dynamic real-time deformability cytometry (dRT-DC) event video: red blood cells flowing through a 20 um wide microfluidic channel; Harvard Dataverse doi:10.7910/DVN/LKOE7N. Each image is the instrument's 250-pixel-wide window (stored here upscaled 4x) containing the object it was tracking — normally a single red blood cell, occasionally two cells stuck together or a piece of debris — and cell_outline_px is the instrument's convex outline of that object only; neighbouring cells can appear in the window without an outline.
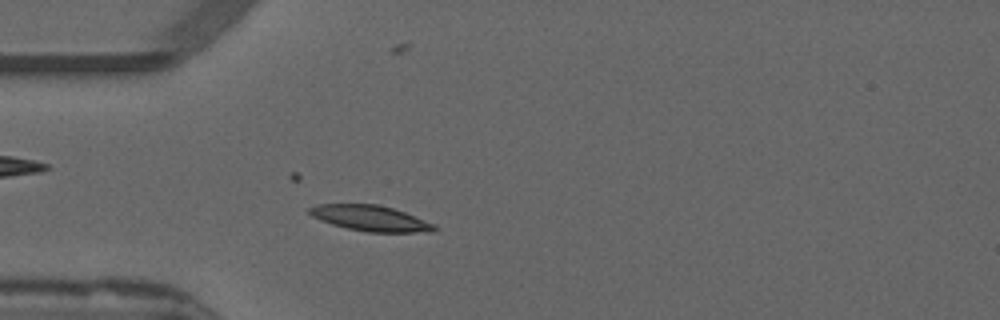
{"species": "common noctule bat (a hibernating species)", "species_latin": "Nyctalus noctula", "temperature_condition": "warm", "stored_images_in_passage": 49, "camera_frame_rate_fps": 3000, "um_per_image_px": 0.085, "animal": {"sex": "male", "forearm_length_mm": 52.5}, "frame": {"image": 1, "passage_image": 11, "time_ms": 3.333, "image_size_px": [1000, 320], "cell_outline_px": [[440, 228], [436, 232], [368, 232], [348, 228], [332, 224], [320, 220], [312, 216], [308, 212], [308, 208], [316, 204], [376, 204], [392, 208], [404, 212], [436, 224]], "centroid_in_image_um": [31.53, 18.55], "position_along_channel_um": 53.5, "area_um2": 18.73}}
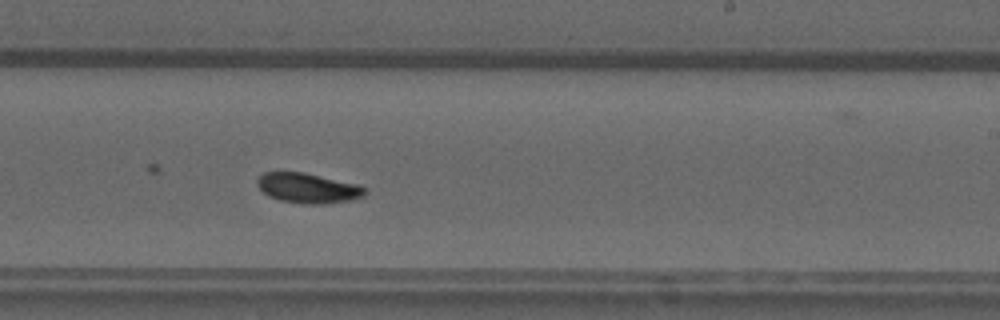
{"frame": {"image": 2, "passage_image": 28, "time_ms": 9.0, "image_size_px": [1000, 320], "cell_outline_px": [[364, 196], [352, 200], [324, 204], [304, 204], [280, 200], [268, 196], [256, 184], [256, 180], [264, 172], [304, 172], [360, 184], [364, 188]], "centroid_in_image_um": [26.18, 15.98], "position_along_channel_um": 262.8, "area_um2": 18.9}}
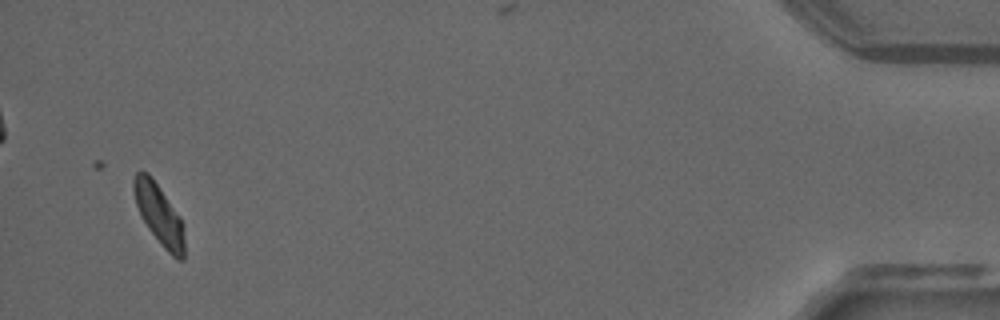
{"frame": {"image": 3, "passage_image": 47, "time_ms": 15.333, "image_size_px": [1000, 320], "cell_outline_px": [[184, 260], [176, 260], [164, 248], [148, 228], [140, 216], [136, 204], [132, 188], [132, 180], [136, 172], [148, 172], [152, 176], [180, 216], [184, 224]], "centroid_in_image_um": [13.52, 18.22], "position_along_channel_um": 421.7, "area_um2": 18.09}, "authors_computed_cell_mechanics": {"area_um2": 18.2648, "velocity_mm_per_s": 3.8285, "shape_relaxation_time_tau1_ms": 6.611, "shape_relaxation_time_tau2_ms": 3.5574, "deformation_change_tau1": 0.159, "deformation_change_tau2": 0.0784}}